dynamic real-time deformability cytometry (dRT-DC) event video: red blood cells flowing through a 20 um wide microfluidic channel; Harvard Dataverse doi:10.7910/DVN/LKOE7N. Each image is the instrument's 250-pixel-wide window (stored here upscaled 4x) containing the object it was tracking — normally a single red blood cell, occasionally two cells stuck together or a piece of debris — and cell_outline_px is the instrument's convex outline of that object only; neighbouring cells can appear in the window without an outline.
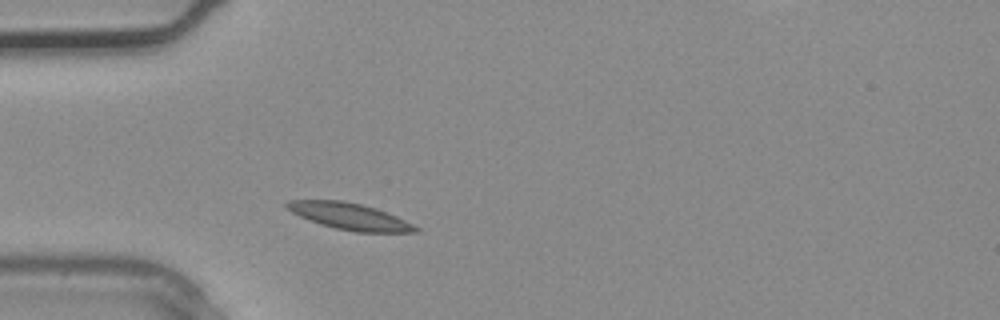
{"species": "common noctule bat (a hibernating species)", "species_latin": "Nyctalus noctula", "temperature_condition": "warm", "stored_images_in_passage": 1, "camera_frame_rate_fps": 3000, "um_per_image_px": 0.085, "animal": {"sex": "male", "body_mass_g": 20.4}, "frame": {"image": 1, "passage_image": 1, "time_ms": 0.0, "image_size_px": [1000, 320], "cell_outline_px": [[420, 232], [356, 232], [336, 228], [320, 224], [300, 216], [292, 212], [284, 204], [288, 200], [340, 200], [360, 204], [376, 208], [396, 216], [420, 228]], "centroid_in_image_um": [29.73, 18.39], "position_along_channel_um": 55.3, "area_um2": 19.71}}